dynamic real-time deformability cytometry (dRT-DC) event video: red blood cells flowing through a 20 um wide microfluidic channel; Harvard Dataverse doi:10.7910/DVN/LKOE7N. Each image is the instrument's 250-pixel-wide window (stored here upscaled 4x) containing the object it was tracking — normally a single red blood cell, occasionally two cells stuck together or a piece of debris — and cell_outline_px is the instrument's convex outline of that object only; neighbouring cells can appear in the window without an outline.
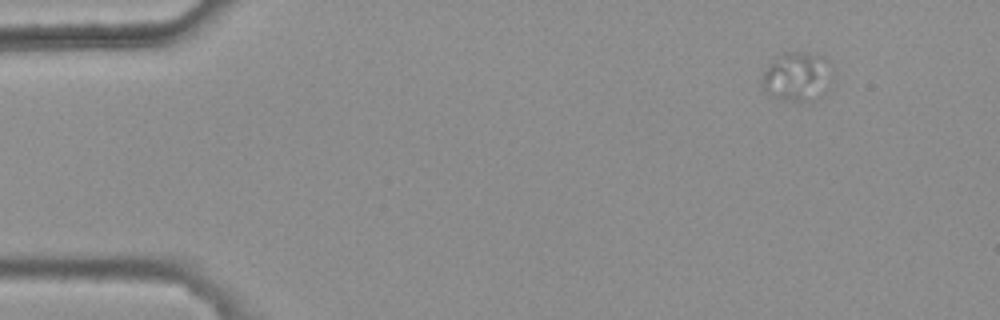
{"species": "common noctule bat (a hibernating species)", "species_latin": "Nyctalus noctula", "temperature_condition": "warm", "stored_images_in_passage": 6, "camera_frame_rate_fps": 3000, "um_per_image_px": 0.085, "animal": {"sex": "female", "body_mass_g": 25.1}, "frame": {"image": 1, "passage_image": 2, "time_ms": 0.333, "image_size_px": [1000, 320], "cell_outline_px": [[832, 76], [808, 100], [780, 100], [768, 96], [760, 80], [768, 64], [776, 56], [788, 52], [800, 52], [816, 56], [832, 68]], "centroid_in_image_um": [67.58, 6.49], "position_along_channel_um": 17.4, "area_um2": 18.84}}
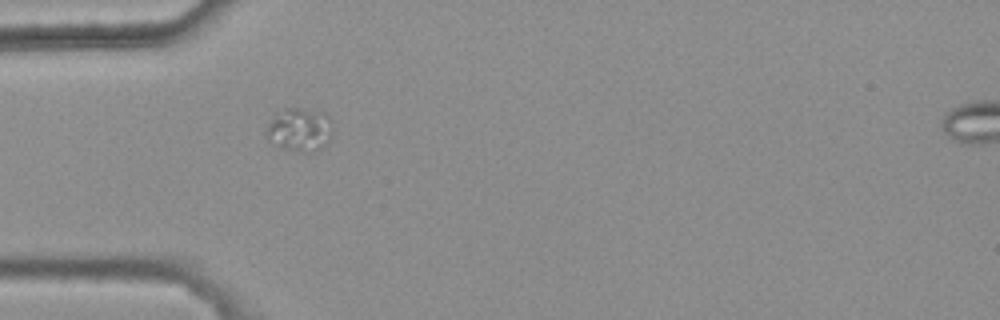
{"frame": {"image": 2, "passage_image": 5, "time_ms": 1.333, "image_size_px": [1000, 320], "cell_outline_px": [[332, 132], [324, 144], [320, 148], [308, 152], [296, 152], [276, 148], [268, 136], [268, 124], [284, 108], [300, 108], [324, 112], [328, 116]], "centroid_in_image_um": [25.46, 11.04], "position_along_channel_um": 59.5, "area_um2": 16.42}}